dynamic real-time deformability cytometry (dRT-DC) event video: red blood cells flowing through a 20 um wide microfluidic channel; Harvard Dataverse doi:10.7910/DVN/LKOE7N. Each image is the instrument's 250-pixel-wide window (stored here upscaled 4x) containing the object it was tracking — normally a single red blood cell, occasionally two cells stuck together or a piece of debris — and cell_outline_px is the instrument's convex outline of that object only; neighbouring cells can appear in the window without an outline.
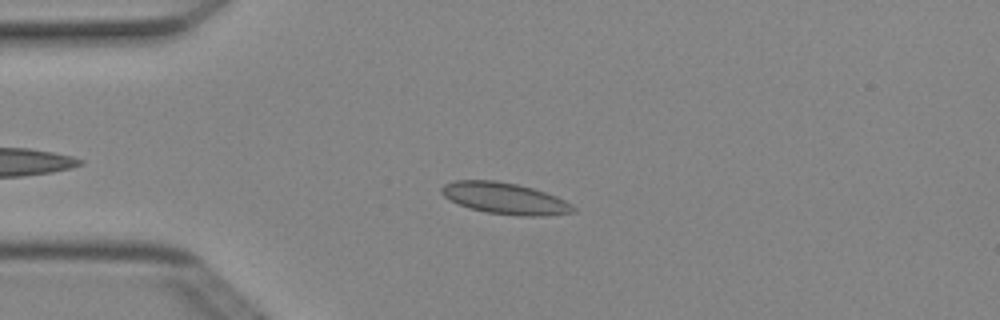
{"species": "Egyptian fruit bat (a non-hibernating species)", "species_latin": "Rousettus aegyptiacus", "temperature_condition": "cold", "stored_images_in_passage": 5, "camera_frame_rate_fps": 3000, "um_per_image_px": 0.085, "animal": {"sex": "female"}, "frame": {"image": 1, "passage_image": 3, "time_ms": 0.667, "image_size_px": [1000, 320], "cell_outline_px": [[576, 212], [544, 216], [520, 216], [484, 212], [468, 208], [444, 196], [440, 192], [440, 188], [444, 184], [452, 180], [496, 180], [516, 184], [532, 188], [556, 196], [572, 204], [576, 208]], "centroid_in_image_um": [42.91, 16.86], "position_along_channel_um": 42.1, "area_um2": 24.22}}
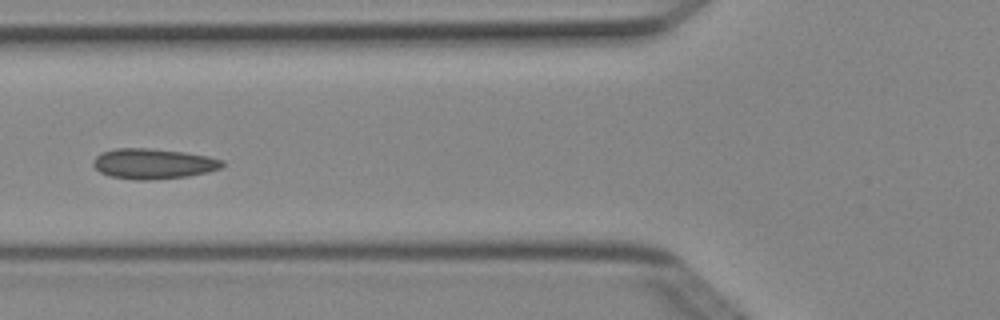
{"frame": {"image": 2, "passage_image": 5, "time_ms": 1.333, "image_size_px": [1000, 320], "cell_outline_px": [[224, 164], [220, 168], [208, 172], [188, 176], [148, 180], [136, 180], [108, 176], [100, 172], [92, 164], [92, 160], [96, 156], [104, 152], [116, 148], [148, 148], [184, 152], [208, 156], [224, 160]], "centroid_in_image_um": [13.02, 13.92], "position_along_channel_um": 112.8, "area_um2": 22.83}}